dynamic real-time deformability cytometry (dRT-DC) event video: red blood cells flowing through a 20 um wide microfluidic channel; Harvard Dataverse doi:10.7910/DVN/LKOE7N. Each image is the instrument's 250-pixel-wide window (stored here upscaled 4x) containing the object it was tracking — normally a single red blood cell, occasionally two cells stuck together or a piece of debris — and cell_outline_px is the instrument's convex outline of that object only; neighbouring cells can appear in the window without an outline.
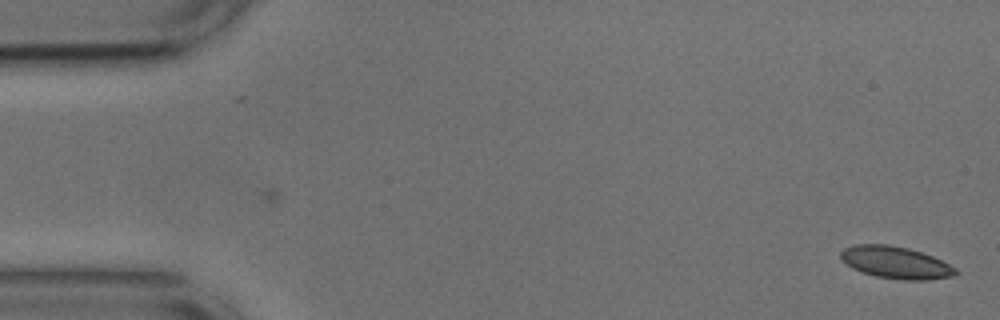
{"species": "common noctule bat (a hibernating species)", "species_latin": "Nyctalus noctula", "temperature_condition": "cold", "stored_images_in_passage": 54, "camera_frame_rate_fps": 3000, "um_per_image_px": 0.085, "animal": {"sex": "male", "body_mass_g": 17.9, "forearm_length_mm": 54.2}, "frame": {"image": 1, "passage_image": 1, "time_ms": 0.0, "image_size_px": [1000, 320], "cell_outline_px": [[960, 272], [952, 276], [928, 280], [900, 280], [876, 276], [852, 268], [840, 256], [840, 252], [844, 248], [856, 244], [888, 244], [908, 248], [932, 256], [956, 268]], "centroid_in_image_um": [76.15, 22.31], "position_along_channel_um": 8.9, "area_um2": 21.33}}
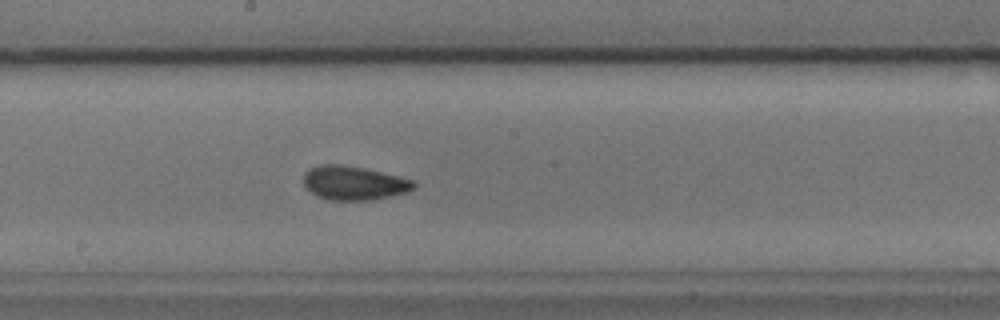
{"frame": {"image": 2, "passage_image": 28, "time_ms": 9.0, "image_size_px": [1000, 320], "cell_outline_px": [[416, 188], [408, 192], [372, 200], [328, 200], [316, 196], [304, 184], [304, 172], [308, 168], [320, 164], [340, 164], [364, 168], [412, 180], [416, 184]], "centroid_in_image_um": [30.06, 15.56], "position_along_channel_um": 218.1, "area_um2": 21.79}}
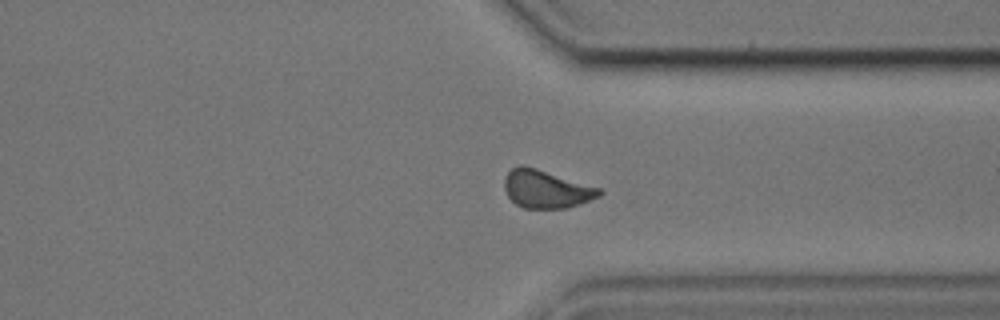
{"frame": {"image": 3, "passage_image": 40, "time_ms": 13.0, "image_size_px": [1000, 320], "cell_outline_px": [[604, 192], [600, 196], [580, 204], [568, 208], [524, 208], [516, 204], [508, 196], [504, 188], [504, 180], [508, 172], [512, 168], [520, 164], [524, 164], [600, 188]], "centroid_in_image_um": [46.43, 16.07], "position_along_channel_um": 365.0, "area_um2": 21.04}, "authors_computed_cell_mechanics": {"area_um2": 21.2126, "velocity_mm_per_s": 3.6785, "shape_relaxation_time_tau1_ms": 3.0929, "shape_relaxation_time_tau2_ms": 1.542, "deformation_change_tau1": 0.0967, "deformation_change_tau2": 0.0535}}